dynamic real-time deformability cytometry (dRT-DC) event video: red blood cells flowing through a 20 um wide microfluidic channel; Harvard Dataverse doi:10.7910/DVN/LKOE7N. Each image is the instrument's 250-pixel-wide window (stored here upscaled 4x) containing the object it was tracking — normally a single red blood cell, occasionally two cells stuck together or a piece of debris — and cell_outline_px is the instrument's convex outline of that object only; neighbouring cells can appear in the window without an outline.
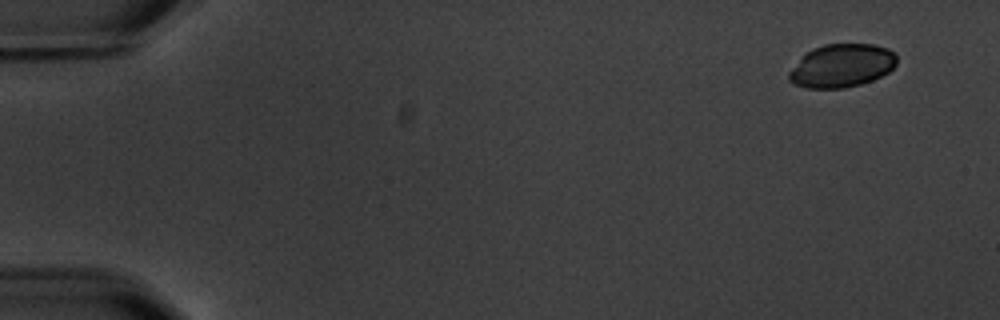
{"species": "common noctule bat (a hibernating species)", "species_latin": "Nyctalus noctula", "temperature_condition": "warm", "stored_images_in_passage": 5, "camera_frame_rate_fps": 3000, "um_per_image_px": 0.085, "animal": {"sex": "male", "body_mass_g": 20.1, "forearm_length_mm": 53.5}, "frame": {"image": 1, "passage_image": 1, "time_ms": 0.0, "image_size_px": [1000, 320], "cell_outline_px": [[896, 64], [888, 72], [872, 80], [860, 84], [844, 88], [808, 88], [796, 84], [788, 80], [788, 72], [812, 48], [824, 44], [872, 44], [888, 48], [896, 52]], "centroid_in_image_um": [71.57, 5.58], "position_along_channel_um": 13.4, "area_um2": 26.99}}